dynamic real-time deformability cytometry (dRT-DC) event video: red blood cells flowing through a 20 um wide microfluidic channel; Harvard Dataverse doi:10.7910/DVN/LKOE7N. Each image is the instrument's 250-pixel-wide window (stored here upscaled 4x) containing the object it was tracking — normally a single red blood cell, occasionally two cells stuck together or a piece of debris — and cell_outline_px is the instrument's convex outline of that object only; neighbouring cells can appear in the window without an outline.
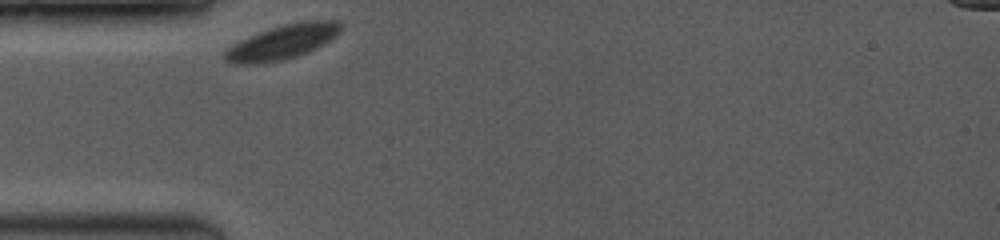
{"species": "common noctule bat (a hibernating species)", "species_latin": "Nyctalus noctula", "temperature_condition": "room temperature", "stored_images_in_passage": 4, "camera_frame_rate_fps": 3500, "um_per_image_px": 0.085, "animal": {"sex": "female", "body_mass_g": 19.0, "forearm_length_mm": 53.3}, "frame": {"image": 1, "passage_image": 1, "time_ms": 0.0, "image_size_px": [1000, 240], "cell_outline_px": [[340, 32], [332, 40], [308, 52], [284, 60], [256, 64], [232, 64], [224, 60], [224, 52], [228, 48], [240, 40], [248, 36], [284, 24], [300, 20], [336, 20], [340, 24]], "centroid_in_image_um": [24.01, 3.57], "position_along_channel_um": 61.0, "area_um2": 23.35}}
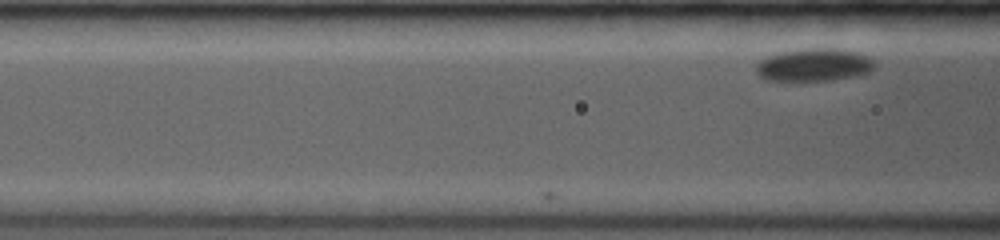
{"frame": {"image": 2, "passage_image": 4, "time_ms": 1.143, "image_size_px": [1000, 240], "cell_outline_px": [[876, 64], [868, 72], [860, 76], [832, 80], [764, 80], [756, 72], [756, 64], [760, 60], [768, 56], [780, 52], [804, 48], [832, 48], [856, 52], [868, 56]], "centroid_in_image_um": [69.19, 5.52], "position_along_channel_um": 97.4, "area_um2": 22.66}}